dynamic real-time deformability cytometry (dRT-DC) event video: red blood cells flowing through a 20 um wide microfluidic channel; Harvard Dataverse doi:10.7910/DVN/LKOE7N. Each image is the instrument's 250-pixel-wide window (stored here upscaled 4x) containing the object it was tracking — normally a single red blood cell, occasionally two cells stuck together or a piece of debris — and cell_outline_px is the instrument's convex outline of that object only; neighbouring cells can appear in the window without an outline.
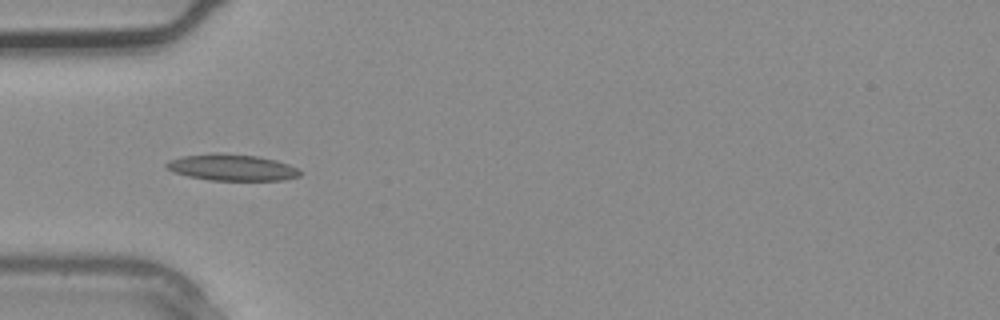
{"species": "common noctule bat (a hibernating species)", "species_latin": "Nyctalus noctula", "temperature_condition": "warm", "stored_images_in_passage": 3, "camera_frame_rate_fps": 3000, "um_per_image_px": 0.085, "animal": {"sex": "male", "body_mass_g": 20.4}, "frame": {"image": 1, "passage_image": 3, "time_ms": 0.667, "image_size_px": [1000, 320], "cell_outline_px": [[304, 172], [300, 176], [284, 180], [208, 180], [188, 176], [164, 168], [164, 164], [168, 160], [184, 156], [216, 152], [256, 156], [276, 160], [288, 164]], "centroid_in_image_um": [19.71, 14.23], "position_along_channel_um": 65.3, "area_um2": 20.63}}